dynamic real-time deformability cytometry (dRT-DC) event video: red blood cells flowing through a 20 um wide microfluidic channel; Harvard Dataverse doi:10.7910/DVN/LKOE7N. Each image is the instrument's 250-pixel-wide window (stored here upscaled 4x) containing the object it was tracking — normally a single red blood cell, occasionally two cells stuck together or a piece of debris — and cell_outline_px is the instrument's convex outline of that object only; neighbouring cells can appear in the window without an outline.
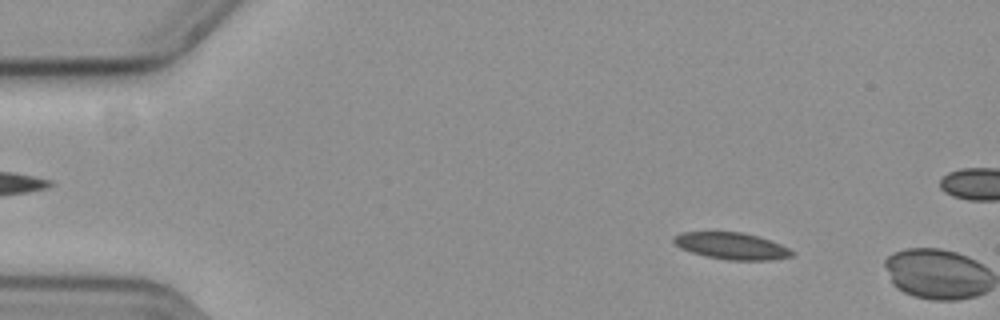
{"species": "common noctule bat (a hibernating species)", "species_latin": "Nyctalus noctula", "temperature_condition": "cold", "stored_images_in_passage": 9, "camera_frame_rate_fps": 3000, "um_per_image_px": 0.085, "animal": {"sex": "female", "body_mass_g": 19.3, "forearm_length_mm": 54.1}, "frame": {"image": 1, "passage_image": 8, "time_ms": 2.333, "image_size_px": [1000, 320], "cell_outline_px": [[796, 252], [792, 256], [772, 260], [728, 260], [704, 256], [680, 248], [672, 240], [672, 236], [684, 232], [740, 232], [756, 236], [780, 244]], "centroid_in_image_um": [62.17, 20.91], "position_along_channel_um": 22.8, "area_um2": 18.32}}